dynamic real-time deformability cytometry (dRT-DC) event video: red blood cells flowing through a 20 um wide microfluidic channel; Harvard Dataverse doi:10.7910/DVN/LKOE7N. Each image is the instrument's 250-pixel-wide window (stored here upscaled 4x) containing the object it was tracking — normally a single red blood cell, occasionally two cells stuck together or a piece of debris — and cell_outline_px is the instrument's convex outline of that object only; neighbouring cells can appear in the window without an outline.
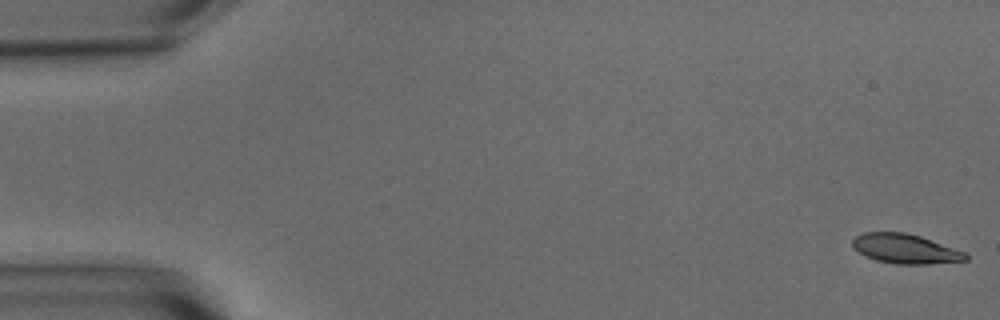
{"species": "common noctule bat (a hibernating species)", "species_latin": "Nyctalus noctula", "temperature_condition": "warm", "stored_images_in_passage": 54, "camera_frame_rate_fps": 3000, "um_per_image_px": 0.085, "animal": {"sex": "male", "body_mass_g": 15.6}, "frame": {"image": 1, "passage_image": 1, "time_ms": 0.0, "image_size_px": [1000, 320], "cell_outline_px": [[968, 260], [928, 264], [896, 264], [876, 260], [864, 256], [852, 248], [852, 240], [856, 236], [864, 232], [904, 232], [920, 236], [964, 252], [968, 256]], "centroid_in_image_um": [76.9, 21.15], "position_along_channel_um": 8.1, "area_um2": 19.42}}
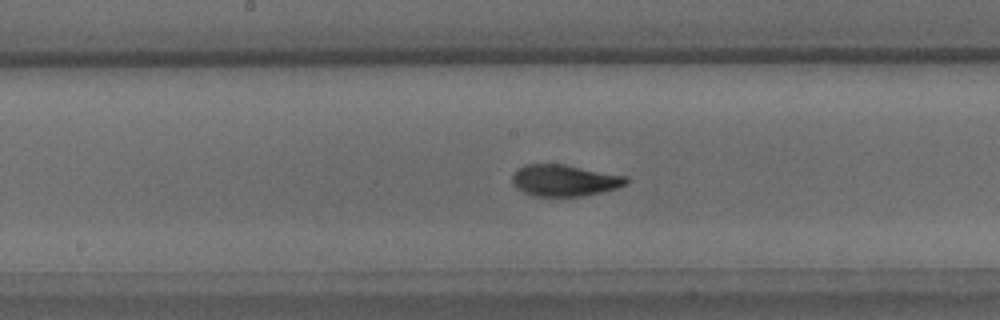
{"frame": {"image": 2, "passage_image": 28, "time_ms": 9.0, "image_size_px": [1000, 320], "cell_outline_px": [[628, 180], [624, 184], [616, 188], [584, 196], [536, 196], [524, 192], [516, 188], [512, 180], [512, 176], [524, 164], [564, 164], [628, 176]], "centroid_in_image_um": [47.98, 15.33], "position_along_channel_um": 200.2, "area_um2": 20.75}}
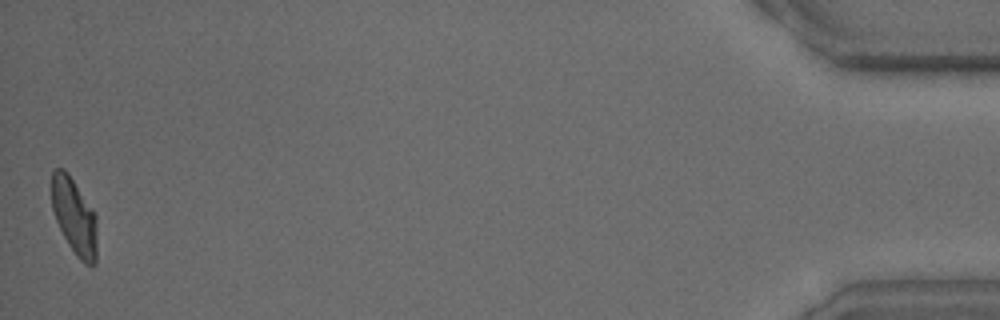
{"frame": {"image": 3, "passage_image": 54, "time_ms": 17.667, "image_size_px": [1000, 320], "cell_outline_px": [[96, 264], [84, 264], [76, 256], [68, 244], [56, 220], [52, 208], [52, 172], [56, 168], [64, 168], [68, 172], [96, 216]], "centroid_in_image_um": [6.31, 18.4], "position_along_channel_um": 428.9, "area_um2": 19.88}, "authors_computed_cell_mechanics": {"area_um2": 20.4901, "velocity_mm_per_s": 3.7249, "shape_relaxation_time_tau1_ms": 4.1899, "shape_relaxation_time_tau2_ms": 1.5487, "deformation_change_tau1": 0.179, "deformation_change_tau2": 0.0703}}